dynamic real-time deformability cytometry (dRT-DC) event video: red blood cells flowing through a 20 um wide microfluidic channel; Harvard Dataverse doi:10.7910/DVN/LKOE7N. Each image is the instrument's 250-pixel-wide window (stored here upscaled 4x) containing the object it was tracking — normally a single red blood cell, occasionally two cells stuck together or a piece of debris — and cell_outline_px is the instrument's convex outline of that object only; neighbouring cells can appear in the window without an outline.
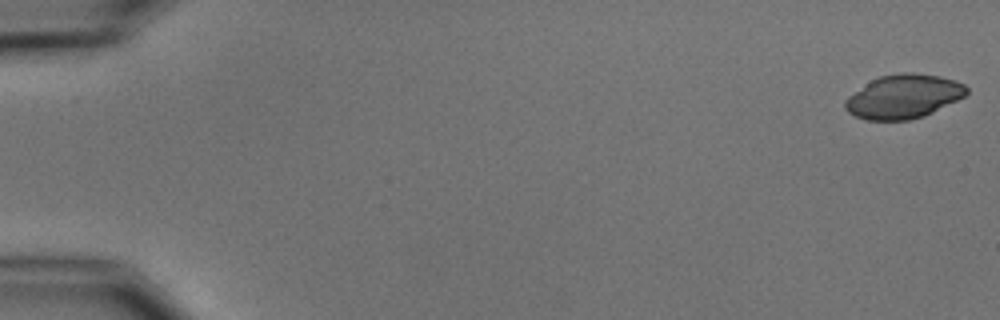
{"species": "common noctule bat (a hibernating species)", "species_latin": "Nyctalus noctula", "temperature_condition": "cold", "stored_images_in_passage": 6, "camera_frame_rate_fps": 3000, "um_per_image_px": 0.085, "animal": {"sex": "male", "body_mass_g": 15.6}, "frame": {"image": 1, "passage_image": 1, "time_ms": 0.0, "image_size_px": [1000, 320], "cell_outline_px": [[968, 92], [964, 96], [924, 116], [908, 120], [868, 120], [856, 116], [848, 112], [844, 108], [844, 100], [848, 96], [872, 80], [880, 76], [900, 72], [912, 72], [940, 76], [964, 84], [968, 88]], "centroid_in_image_um": [76.78, 8.2], "position_along_channel_um": 8.2, "area_um2": 30.81}}